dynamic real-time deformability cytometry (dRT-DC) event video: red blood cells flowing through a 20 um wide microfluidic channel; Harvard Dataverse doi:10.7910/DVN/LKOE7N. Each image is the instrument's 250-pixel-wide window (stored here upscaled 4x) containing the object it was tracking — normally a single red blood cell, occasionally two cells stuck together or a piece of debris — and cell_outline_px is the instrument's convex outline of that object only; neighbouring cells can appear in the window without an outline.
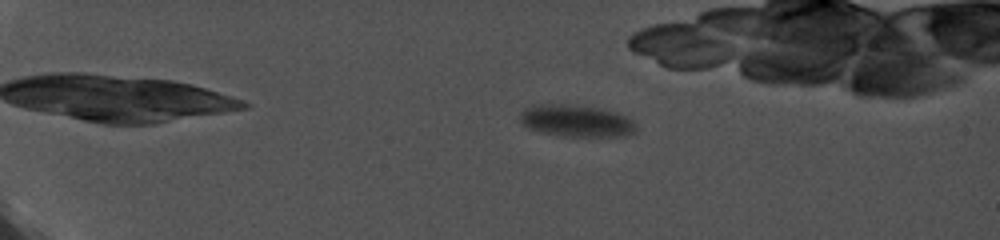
{"species": "common noctule bat (a hibernating species)", "species_latin": "Nyctalus noctula", "temperature_condition": "cold", "stored_images_in_passage": 25, "camera_frame_rate_fps": 5000, "um_per_image_px": 0.085, "animal": {"sex": "female", "body_mass_g": 19.0, "forearm_length_mm": 56.7}, "frame": {"image": 1, "passage_image": 1, "time_ms": 0.0, "image_size_px": [1000, 240], "cell_outline_px": [[636, 132], [624, 136], [560, 136], [540, 132], [528, 128], [520, 124], [520, 112], [524, 108], [532, 104], [568, 104], [596, 108], [628, 116], [632, 120], [636, 128]], "centroid_in_image_um": [48.92, 10.27], "position_along_channel_um": 36.1, "area_um2": 21.73}}